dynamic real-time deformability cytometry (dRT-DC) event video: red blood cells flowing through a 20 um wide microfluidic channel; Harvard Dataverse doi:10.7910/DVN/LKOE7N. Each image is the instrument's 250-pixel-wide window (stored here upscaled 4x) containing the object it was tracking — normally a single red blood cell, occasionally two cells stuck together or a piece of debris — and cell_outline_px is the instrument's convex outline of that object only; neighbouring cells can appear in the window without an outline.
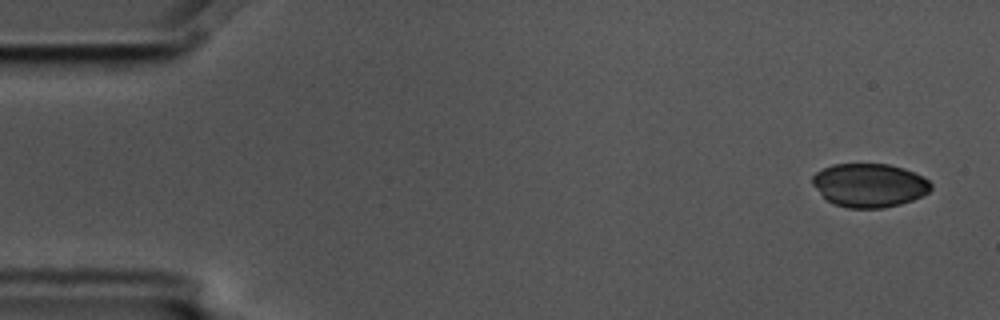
{"species": "common noctule bat (a hibernating species)", "species_latin": "Nyctalus noctula", "temperature_condition": "cold", "stored_images_in_passage": 5, "camera_frame_rate_fps": 3000, "um_per_image_px": 0.085, "animal": {"sex": "male", "body_mass_g": 17.5, "forearm_length_mm": 52.3}, "frame": {"image": 1, "passage_image": 1, "time_ms": 0.0, "image_size_px": [1000, 320], "cell_outline_px": [[932, 188], [928, 192], [912, 200], [900, 204], [884, 208], [848, 208], [832, 204], [812, 184], [812, 176], [816, 172], [832, 164], [888, 164], [904, 168], [924, 176], [932, 184]], "centroid_in_image_um": [73.91, 15.74], "position_along_channel_um": 11.1, "area_um2": 30.17}}
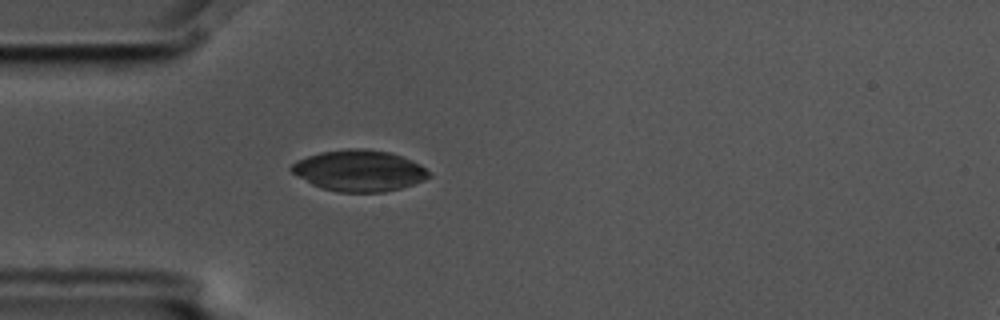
{"frame": {"image": 2, "passage_image": 5, "time_ms": 1.333, "image_size_px": [1000, 320], "cell_outline_px": [[432, 176], [424, 180], [400, 188], [384, 192], [340, 192], [324, 188], [312, 184], [292, 172], [288, 168], [296, 160], [320, 152], [348, 148], [364, 148], [388, 152], [412, 160], [420, 164], [432, 172]], "centroid_in_image_um": [30.55, 14.5], "position_along_channel_um": 54.4, "area_um2": 32.95}}